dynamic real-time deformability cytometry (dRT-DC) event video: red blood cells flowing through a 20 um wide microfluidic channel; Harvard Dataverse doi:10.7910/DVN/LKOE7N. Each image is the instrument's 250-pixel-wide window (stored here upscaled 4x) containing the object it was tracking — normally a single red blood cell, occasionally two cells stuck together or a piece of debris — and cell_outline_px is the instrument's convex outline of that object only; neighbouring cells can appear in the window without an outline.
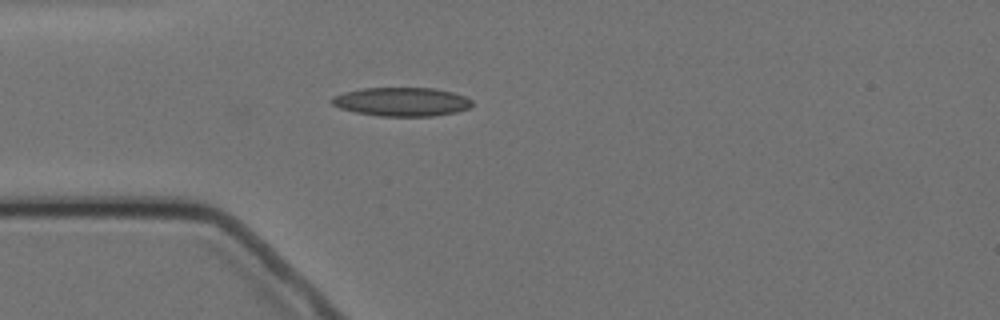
{"species": "Egyptian fruit bat (a non-hibernating species)", "species_latin": "Rousettus aegyptiacus", "temperature_condition": "cold", "stored_images_in_passage": 5, "camera_frame_rate_fps": 3000, "um_per_image_px": 0.085, "animal": {"sex": "female"}, "frame": {"image": 1, "passage_image": 5, "time_ms": 4.667, "image_size_px": [1000, 320], "cell_outline_px": [[472, 108], [456, 112], [432, 116], [380, 116], [356, 112], [340, 108], [332, 104], [328, 100], [332, 96], [344, 92], [364, 88], [436, 88], [452, 92], [464, 96], [472, 100]], "centroid_in_image_um": [34.14, 8.65], "position_along_channel_um": 50.9, "area_um2": 23.64}}